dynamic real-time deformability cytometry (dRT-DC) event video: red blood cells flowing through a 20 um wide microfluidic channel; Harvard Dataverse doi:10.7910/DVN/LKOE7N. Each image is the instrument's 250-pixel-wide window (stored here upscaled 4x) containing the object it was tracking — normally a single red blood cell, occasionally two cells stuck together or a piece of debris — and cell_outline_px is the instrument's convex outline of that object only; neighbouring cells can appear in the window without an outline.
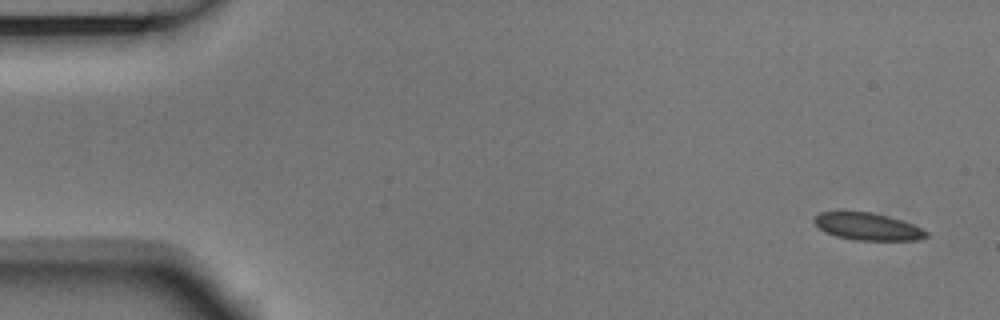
{"species": "Egyptian fruit bat (a non-hibernating species)", "species_latin": "Rousettus aegyptiacus", "temperature_condition": "room temperature", "stored_images_in_passage": 4, "camera_frame_rate_fps": 3000, "um_per_image_px": 0.085, "animal": {"sex": "male"}, "frame": {"image": 1, "passage_image": 1, "time_ms": 0.0, "image_size_px": [1000, 320], "cell_outline_px": [[928, 236], [916, 240], [856, 240], [836, 236], [824, 232], [812, 220], [820, 212], [868, 212], [888, 216], [912, 224], [928, 232]], "centroid_in_image_um": [73.73, 19.26], "position_along_channel_um": 11.3, "area_um2": 17.51}}
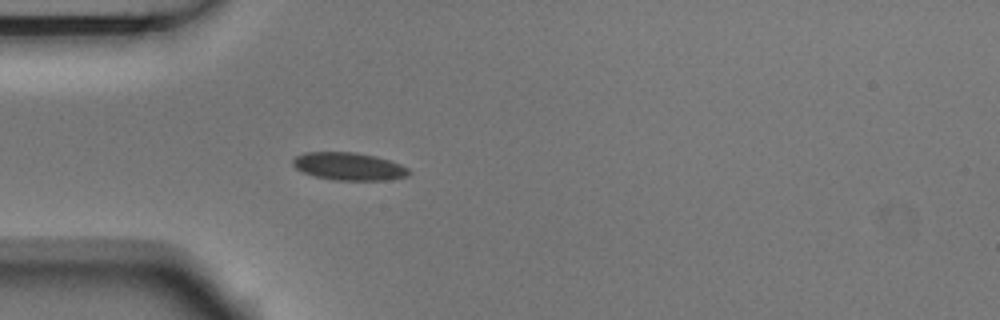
{"frame": {"image": 2, "passage_image": 4, "time_ms": 1.0, "image_size_px": [1000, 320], "cell_outline_px": [[412, 172], [408, 176], [384, 180], [332, 180], [316, 176], [304, 172], [296, 168], [292, 164], [292, 160], [296, 156], [304, 152], [356, 152], [376, 156], [400, 164], [408, 168]], "centroid_in_image_um": [29.66, 14.14], "position_along_channel_um": 55.3, "area_um2": 18.73}}